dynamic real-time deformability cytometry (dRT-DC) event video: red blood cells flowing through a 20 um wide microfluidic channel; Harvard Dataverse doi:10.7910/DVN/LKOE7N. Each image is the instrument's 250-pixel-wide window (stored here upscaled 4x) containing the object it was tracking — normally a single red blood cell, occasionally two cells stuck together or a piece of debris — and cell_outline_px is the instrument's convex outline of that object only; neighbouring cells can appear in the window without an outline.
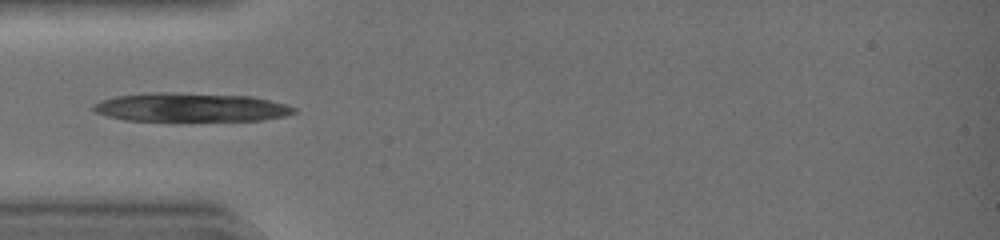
{"species": "common noctule bat (a hibernating species)", "species_latin": "Nyctalus noctula", "temperature_condition": "warm", "stored_images_in_passage": 33, "segment_of_instrument_passage": [1, 2], "camera_frame_rate_fps": 3000, "um_per_image_px": 0.085, "animal": {"sex": "female", "body_mass_g": 19.0, "forearm_length_mm": 51.5}, "frame": {"image": 1, "passage_image": 13, "time_ms": 4.0, "image_size_px": [1000, 240], "cell_outline_px": [[296, 112], [284, 116], [264, 120], [176, 124], [124, 120], [108, 116], [96, 112], [92, 108], [92, 104], [100, 100], [116, 96], [152, 92], [172, 92], [248, 96], [268, 100], [284, 104], [296, 108]], "centroid_in_image_um": [16.15, 9.18], "position_along_channel_um": 68.8, "area_um2": 35.32}}